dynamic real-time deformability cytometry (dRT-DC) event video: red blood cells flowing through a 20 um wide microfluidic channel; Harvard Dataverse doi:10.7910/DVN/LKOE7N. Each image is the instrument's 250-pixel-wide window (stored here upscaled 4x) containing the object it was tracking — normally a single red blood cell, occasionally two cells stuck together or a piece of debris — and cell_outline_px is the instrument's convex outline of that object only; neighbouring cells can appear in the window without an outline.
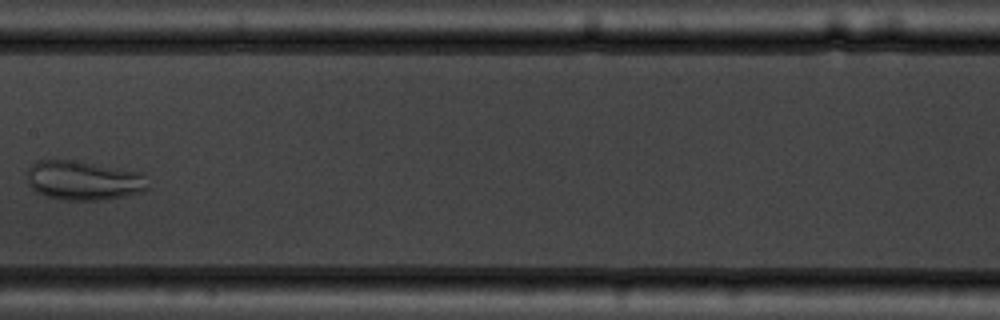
{"species": "common noctule bat (a hibernating species)", "species_latin": "Nyctalus noctula", "temperature_condition": "warm", "stored_images_in_passage": 7, "camera_frame_rate_fps": 3000, "um_per_image_px": 0.085, "animal": {"sex": "male", "body_mass_g": 19.5, "forearm_length_mm": 54.6}, "frame": {"image": 1, "passage_image": 6, "time_ms": 6.667, "image_size_px": [1000, 320], "cell_outline_px": [[148, 188], [144, 192], [104, 200], [64, 200], [44, 196], [36, 192], [28, 184], [28, 168], [36, 160], [76, 160], [140, 172]], "centroid_in_image_um": [7.06, 15.34], "position_along_channel_um": 200.3, "area_um2": 27.74}}